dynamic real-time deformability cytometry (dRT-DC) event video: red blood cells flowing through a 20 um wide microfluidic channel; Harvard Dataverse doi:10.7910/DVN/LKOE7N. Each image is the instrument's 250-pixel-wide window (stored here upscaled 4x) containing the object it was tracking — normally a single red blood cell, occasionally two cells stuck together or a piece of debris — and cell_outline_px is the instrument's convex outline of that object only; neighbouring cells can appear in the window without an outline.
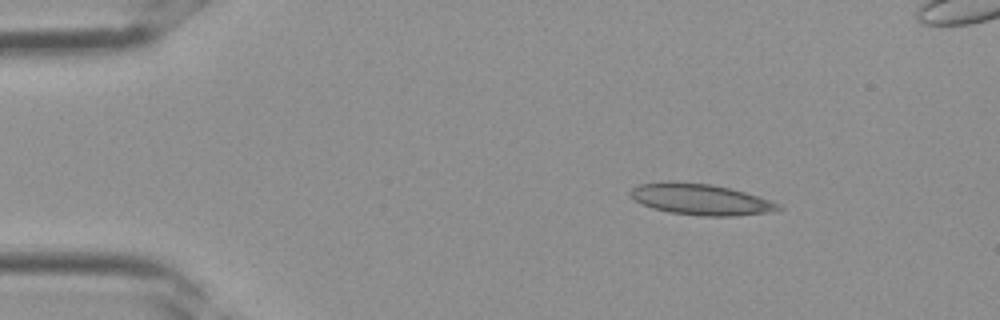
{"species": "Egyptian fruit bat (a non-hibernating species)", "species_latin": "Rousettus aegyptiacus", "temperature_condition": "room temperature", "stored_images_in_passage": 3, "camera_frame_rate_fps": 3000, "um_per_image_px": 0.085, "frame": {"image": 1, "passage_image": 1, "time_ms": 0.0, "image_size_px": [1000, 320], "cell_outline_px": [[784, 208], [768, 212], [736, 216], [700, 216], [668, 212], [652, 208], [636, 200], [628, 192], [632, 188], [640, 184], [708, 184], [728, 188], [744, 192], [780, 204]], "centroid_in_image_um": [59.61, 17.0], "position_along_channel_um": 25.4, "area_um2": 25.66}}